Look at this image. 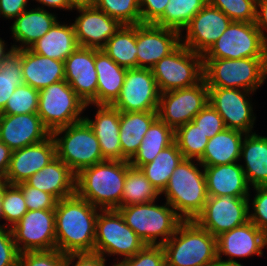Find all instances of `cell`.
<instances>
[{"label":"cell","mask_w":267,"mask_h":266,"mask_svg":"<svg viewBox=\"0 0 267 266\" xmlns=\"http://www.w3.org/2000/svg\"><path fill=\"white\" fill-rule=\"evenodd\" d=\"M56 249L64 254L94 252L96 221L101 209L76 193L55 206Z\"/></svg>","instance_id":"obj_1"},{"label":"cell","mask_w":267,"mask_h":266,"mask_svg":"<svg viewBox=\"0 0 267 266\" xmlns=\"http://www.w3.org/2000/svg\"><path fill=\"white\" fill-rule=\"evenodd\" d=\"M127 161L105 160L76 174L75 193L101 209L121 207Z\"/></svg>","instance_id":"obj_2"},{"label":"cell","mask_w":267,"mask_h":266,"mask_svg":"<svg viewBox=\"0 0 267 266\" xmlns=\"http://www.w3.org/2000/svg\"><path fill=\"white\" fill-rule=\"evenodd\" d=\"M195 161L196 164L194 159H183L160 193L165 194L166 202L183 221L195 220L208 199L204 167Z\"/></svg>","instance_id":"obj_3"},{"label":"cell","mask_w":267,"mask_h":266,"mask_svg":"<svg viewBox=\"0 0 267 266\" xmlns=\"http://www.w3.org/2000/svg\"><path fill=\"white\" fill-rule=\"evenodd\" d=\"M162 247L166 266H215L218 261L217 237L194 220L182 221Z\"/></svg>","instance_id":"obj_4"},{"label":"cell","mask_w":267,"mask_h":266,"mask_svg":"<svg viewBox=\"0 0 267 266\" xmlns=\"http://www.w3.org/2000/svg\"><path fill=\"white\" fill-rule=\"evenodd\" d=\"M203 78L208 87L256 92L267 78V58L203 59Z\"/></svg>","instance_id":"obj_5"},{"label":"cell","mask_w":267,"mask_h":266,"mask_svg":"<svg viewBox=\"0 0 267 266\" xmlns=\"http://www.w3.org/2000/svg\"><path fill=\"white\" fill-rule=\"evenodd\" d=\"M155 203L153 201L117 209L126 224L146 245H163L183 221L169 203L165 202L164 205Z\"/></svg>","instance_id":"obj_6"},{"label":"cell","mask_w":267,"mask_h":266,"mask_svg":"<svg viewBox=\"0 0 267 266\" xmlns=\"http://www.w3.org/2000/svg\"><path fill=\"white\" fill-rule=\"evenodd\" d=\"M51 135L56 144L57 157L75 174L105 161L99 141L85 119L56 129Z\"/></svg>","instance_id":"obj_7"},{"label":"cell","mask_w":267,"mask_h":266,"mask_svg":"<svg viewBox=\"0 0 267 266\" xmlns=\"http://www.w3.org/2000/svg\"><path fill=\"white\" fill-rule=\"evenodd\" d=\"M87 107L65 80L39 90L37 114L51 133L83 120L81 114Z\"/></svg>","instance_id":"obj_8"},{"label":"cell","mask_w":267,"mask_h":266,"mask_svg":"<svg viewBox=\"0 0 267 266\" xmlns=\"http://www.w3.org/2000/svg\"><path fill=\"white\" fill-rule=\"evenodd\" d=\"M146 244L126 224L117 209L100 210L96 221L94 252L106 256L118 255L122 260L134 256Z\"/></svg>","instance_id":"obj_9"},{"label":"cell","mask_w":267,"mask_h":266,"mask_svg":"<svg viewBox=\"0 0 267 266\" xmlns=\"http://www.w3.org/2000/svg\"><path fill=\"white\" fill-rule=\"evenodd\" d=\"M151 70L160 93L191 87L203 79V55L180 44Z\"/></svg>","instance_id":"obj_10"},{"label":"cell","mask_w":267,"mask_h":266,"mask_svg":"<svg viewBox=\"0 0 267 266\" xmlns=\"http://www.w3.org/2000/svg\"><path fill=\"white\" fill-rule=\"evenodd\" d=\"M267 58V44L254 23L232 21L203 59Z\"/></svg>","instance_id":"obj_11"},{"label":"cell","mask_w":267,"mask_h":266,"mask_svg":"<svg viewBox=\"0 0 267 266\" xmlns=\"http://www.w3.org/2000/svg\"><path fill=\"white\" fill-rule=\"evenodd\" d=\"M208 103V86L203 78L191 87L160 93L158 117L175 131L191 122Z\"/></svg>","instance_id":"obj_12"},{"label":"cell","mask_w":267,"mask_h":266,"mask_svg":"<svg viewBox=\"0 0 267 266\" xmlns=\"http://www.w3.org/2000/svg\"><path fill=\"white\" fill-rule=\"evenodd\" d=\"M249 202L250 196L248 198L208 196L202 212L194 221L218 237L249 221Z\"/></svg>","instance_id":"obj_13"},{"label":"cell","mask_w":267,"mask_h":266,"mask_svg":"<svg viewBox=\"0 0 267 266\" xmlns=\"http://www.w3.org/2000/svg\"><path fill=\"white\" fill-rule=\"evenodd\" d=\"M253 93L242 89L208 87V102L222 117L226 128L251 134L254 133L256 119L250 100Z\"/></svg>","instance_id":"obj_14"},{"label":"cell","mask_w":267,"mask_h":266,"mask_svg":"<svg viewBox=\"0 0 267 266\" xmlns=\"http://www.w3.org/2000/svg\"><path fill=\"white\" fill-rule=\"evenodd\" d=\"M160 91L149 68L127 69L119 97L112 106L122 112L158 111Z\"/></svg>","instance_id":"obj_15"},{"label":"cell","mask_w":267,"mask_h":266,"mask_svg":"<svg viewBox=\"0 0 267 266\" xmlns=\"http://www.w3.org/2000/svg\"><path fill=\"white\" fill-rule=\"evenodd\" d=\"M11 231L20 253L56 249L55 210H28Z\"/></svg>","instance_id":"obj_16"},{"label":"cell","mask_w":267,"mask_h":266,"mask_svg":"<svg viewBox=\"0 0 267 266\" xmlns=\"http://www.w3.org/2000/svg\"><path fill=\"white\" fill-rule=\"evenodd\" d=\"M232 20L221 10L207 3L184 28L181 44L204 55L225 32Z\"/></svg>","instance_id":"obj_17"},{"label":"cell","mask_w":267,"mask_h":266,"mask_svg":"<svg viewBox=\"0 0 267 266\" xmlns=\"http://www.w3.org/2000/svg\"><path fill=\"white\" fill-rule=\"evenodd\" d=\"M181 33L153 23L136 24L137 68L151 69L181 44Z\"/></svg>","instance_id":"obj_18"},{"label":"cell","mask_w":267,"mask_h":266,"mask_svg":"<svg viewBox=\"0 0 267 266\" xmlns=\"http://www.w3.org/2000/svg\"><path fill=\"white\" fill-rule=\"evenodd\" d=\"M65 81L89 107L97 105L95 48L80 47L64 60Z\"/></svg>","instance_id":"obj_19"},{"label":"cell","mask_w":267,"mask_h":266,"mask_svg":"<svg viewBox=\"0 0 267 266\" xmlns=\"http://www.w3.org/2000/svg\"><path fill=\"white\" fill-rule=\"evenodd\" d=\"M57 157L52 135L37 144L12 151L5 183L18 185L40 171Z\"/></svg>","instance_id":"obj_20"},{"label":"cell","mask_w":267,"mask_h":266,"mask_svg":"<svg viewBox=\"0 0 267 266\" xmlns=\"http://www.w3.org/2000/svg\"><path fill=\"white\" fill-rule=\"evenodd\" d=\"M266 239L267 235L249 220L217 237L218 260L236 262V257L262 256ZM222 255L228 256L227 260H224Z\"/></svg>","instance_id":"obj_21"},{"label":"cell","mask_w":267,"mask_h":266,"mask_svg":"<svg viewBox=\"0 0 267 266\" xmlns=\"http://www.w3.org/2000/svg\"><path fill=\"white\" fill-rule=\"evenodd\" d=\"M76 9L80 15L75 18L72 25L80 47L100 50L122 26L116 19L109 17L94 5Z\"/></svg>","instance_id":"obj_22"},{"label":"cell","mask_w":267,"mask_h":266,"mask_svg":"<svg viewBox=\"0 0 267 266\" xmlns=\"http://www.w3.org/2000/svg\"><path fill=\"white\" fill-rule=\"evenodd\" d=\"M50 135L37 113L0 114V140L12 151L42 142Z\"/></svg>","instance_id":"obj_23"},{"label":"cell","mask_w":267,"mask_h":266,"mask_svg":"<svg viewBox=\"0 0 267 266\" xmlns=\"http://www.w3.org/2000/svg\"><path fill=\"white\" fill-rule=\"evenodd\" d=\"M94 120L84 119L92 127L97 137L104 160L122 161V151L119 138L120 111L112 105H95Z\"/></svg>","instance_id":"obj_24"},{"label":"cell","mask_w":267,"mask_h":266,"mask_svg":"<svg viewBox=\"0 0 267 266\" xmlns=\"http://www.w3.org/2000/svg\"><path fill=\"white\" fill-rule=\"evenodd\" d=\"M208 196L248 198L250 186L240 163L203 166Z\"/></svg>","instance_id":"obj_25"},{"label":"cell","mask_w":267,"mask_h":266,"mask_svg":"<svg viewBox=\"0 0 267 266\" xmlns=\"http://www.w3.org/2000/svg\"><path fill=\"white\" fill-rule=\"evenodd\" d=\"M23 82L36 90L65 80L64 62L21 49Z\"/></svg>","instance_id":"obj_26"},{"label":"cell","mask_w":267,"mask_h":266,"mask_svg":"<svg viewBox=\"0 0 267 266\" xmlns=\"http://www.w3.org/2000/svg\"><path fill=\"white\" fill-rule=\"evenodd\" d=\"M76 174L58 157L25 182L52 195L57 201L75 194Z\"/></svg>","instance_id":"obj_27"},{"label":"cell","mask_w":267,"mask_h":266,"mask_svg":"<svg viewBox=\"0 0 267 266\" xmlns=\"http://www.w3.org/2000/svg\"><path fill=\"white\" fill-rule=\"evenodd\" d=\"M57 16L46 9H26L14 19L10 31L15 44L14 49H29L38 39L46 34L57 22ZM19 42L21 45H16Z\"/></svg>","instance_id":"obj_28"},{"label":"cell","mask_w":267,"mask_h":266,"mask_svg":"<svg viewBox=\"0 0 267 266\" xmlns=\"http://www.w3.org/2000/svg\"><path fill=\"white\" fill-rule=\"evenodd\" d=\"M240 164L248 185L251 187L267 186V136H260L256 132L246 134L242 146Z\"/></svg>","instance_id":"obj_29"},{"label":"cell","mask_w":267,"mask_h":266,"mask_svg":"<svg viewBox=\"0 0 267 266\" xmlns=\"http://www.w3.org/2000/svg\"><path fill=\"white\" fill-rule=\"evenodd\" d=\"M95 68L98 76L97 105H112L120 95L127 69L96 48Z\"/></svg>","instance_id":"obj_30"},{"label":"cell","mask_w":267,"mask_h":266,"mask_svg":"<svg viewBox=\"0 0 267 266\" xmlns=\"http://www.w3.org/2000/svg\"><path fill=\"white\" fill-rule=\"evenodd\" d=\"M157 118L158 111H120L119 138L122 161H129L135 155L141 145L144 135Z\"/></svg>","instance_id":"obj_31"},{"label":"cell","mask_w":267,"mask_h":266,"mask_svg":"<svg viewBox=\"0 0 267 266\" xmlns=\"http://www.w3.org/2000/svg\"><path fill=\"white\" fill-rule=\"evenodd\" d=\"M245 133L225 128L208 140L203 156L198 160L203 166L237 163Z\"/></svg>","instance_id":"obj_32"},{"label":"cell","mask_w":267,"mask_h":266,"mask_svg":"<svg viewBox=\"0 0 267 266\" xmlns=\"http://www.w3.org/2000/svg\"><path fill=\"white\" fill-rule=\"evenodd\" d=\"M77 48L73 25L60 24L59 20L30 47L34 53L63 62Z\"/></svg>","instance_id":"obj_33"},{"label":"cell","mask_w":267,"mask_h":266,"mask_svg":"<svg viewBox=\"0 0 267 266\" xmlns=\"http://www.w3.org/2000/svg\"><path fill=\"white\" fill-rule=\"evenodd\" d=\"M174 134L175 131L158 117L144 135L138 151L129 160V164L140 168L152 162L160 151L174 143Z\"/></svg>","instance_id":"obj_34"},{"label":"cell","mask_w":267,"mask_h":266,"mask_svg":"<svg viewBox=\"0 0 267 266\" xmlns=\"http://www.w3.org/2000/svg\"><path fill=\"white\" fill-rule=\"evenodd\" d=\"M102 50L119 66L137 68L136 25H122Z\"/></svg>","instance_id":"obj_35"},{"label":"cell","mask_w":267,"mask_h":266,"mask_svg":"<svg viewBox=\"0 0 267 266\" xmlns=\"http://www.w3.org/2000/svg\"><path fill=\"white\" fill-rule=\"evenodd\" d=\"M183 159L181 151L174 142L169 147L160 151L152 162L142 165L140 170L158 192L161 193L175 168Z\"/></svg>","instance_id":"obj_36"},{"label":"cell","mask_w":267,"mask_h":266,"mask_svg":"<svg viewBox=\"0 0 267 266\" xmlns=\"http://www.w3.org/2000/svg\"><path fill=\"white\" fill-rule=\"evenodd\" d=\"M161 194L145 177L140 168L127 161V173L122 193L121 207L156 201Z\"/></svg>","instance_id":"obj_37"},{"label":"cell","mask_w":267,"mask_h":266,"mask_svg":"<svg viewBox=\"0 0 267 266\" xmlns=\"http://www.w3.org/2000/svg\"><path fill=\"white\" fill-rule=\"evenodd\" d=\"M208 3V0H169L164 13L153 23L179 31Z\"/></svg>","instance_id":"obj_38"},{"label":"cell","mask_w":267,"mask_h":266,"mask_svg":"<svg viewBox=\"0 0 267 266\" xmlns=\"http://www.w3.org/2000/svg\"><path fill=\"white\" fill-rule=\"evenodd\" d=\"M23 83L21 50L14 49L0 63V113L15 89Z\"/></svg>","instance_id":"obj_39"},{"label":"cell","mask_w":267,"mask_h":266,"mask_svg":"<svg viewBox=\"0 0 267 266\" xmlns=\"http://www.w3.org/2000/svg\"><path fill=\"white\" fill-rule=\"evenodd\" d=\"M174 138V142L177 144L184 159L194 160H199L203 156L209 140L192 121L177 128Z\"/></svg>","instance_id":"obj_40"},{"label":"cell","mask_w":267,"mask_h":266,"mask_svg":"<svg viewBox=\"0 0 267 266\" xmlns=\"http://www.w3.org/2000/svg\"><path fill=\"white\" fill-rule=\"evenodd\" d=\"M27 211L22 190L17 185L4 183L1 194V219L7 223L1 225L12 228Z\"/></svg>","instance_id":"obj_41"},{"label":"cell","mask_w":267,"mask_h":266,"mask_svg":"<svg viewBox=\"0 0 267 266\" xmlns=\"http://www.w3.org/2000/svg\"><path fill=\"white\" fill-rule=\"evenodd\" d=\"M93 5L121 25L141 23L139 0H94Z\"/></svg>","instance_id":"obj_42"},{"label":"cell","mask_w":267,"mask_h":266,"mask_svg":"<svg viewBox=\"0 0 267 266\" xmlns=\"http://www.w3.org/2000/svg\"><path fill=\"white\" fill-rule=\"evenodd\" d=\"M39 90L23 83L19 85L8 99L0 114H29L37 113Z\"/></svg>","instance_id":"obj_43"},{"label":"cell","mask_w":267,"mask_h":266,"mask_svg":"<svg viewBox=\"0 0 267 266\" xmlns=\"http://www.w3.org/2000/svg\"><path fill=\"white\" fill-rule=\"evenodd\" d=\"M208 3L221 10L232 21H256L257 0H208Z\"/></svg>","instance_id":"obj_44"},{"label":"cell","mask_w":267,"mask_h":266,"mask_svg":"<svg viewBox=\"0 0 267 266\" xmlns=\"http://www.w3.org/2000/svg\"><path fill=\"white\" fill-rule=\"evenodd\" d=\"M18 266H67V254L57 249L26 251L20 253Z\"/></svg>","instance_id":"obj_45"},{"label":"cell","mask_w":267,"mask_h":266,"mask_svg":"<svg viewBox=\"0 0 267 266\" xmlns=\"http://www.w3.org/2000/svg\"><path fill=\"white\" fill-rule=\"evenodd\" d=\"M113 266H166L162 245H145L134 256L114 262Z\"/></svg>","instance_id":"obj_46"},{"label":"cell","mask_w":267,"mask_h":266,"mask_svg":"<svg viewBox=\"0 0 267 266\" xmlns=\"http://www.w3.org/2000/svg\"><path fill=\"white\" fill-rule=\"evenodd\" d=\"M198 128L210 139L226 128L222 117L208 103L192 120Z\"/></svg>","instance_id":"obj_47"},{"label":"cell","mask_w":267,"mask_h":266,"mask_svg":"<svg viewBox=\"0 0 267 266\" xmlns=\"http://www.w3.org/2000/svg\"><path fill=\"white\" fill-rule=\"evenodd\" d=\"M23 193L28 210H54L57 200L40 189L29 186L26 182L17 185Z\"/></svg>","instance_id":"obj_48"},{"label":"cell","mask_w":267,"mask_h":266,"mask_svg":"<svg viewBox=\"0 0 267 266\" xmlns=\"http://www.w3.org/2000/svg\"><path fill=\"white\" fill-rule=\"evenodd\" d=\"M255 197L249 204V220L267 235V186L254 187ZM252 209L250 212V207ZM253 211V213H252Z\"/></svg>","instance_id":"obj_49"},{"label":"cell","mask_w":267,"mask_h":266,"mask_svg":"<svg viewBox=\"0 0 267 266\" xmlns=\"http://www.w3.org/2000/svg\"><path fill=\"white\" fill-rule=\"evenodd\" d=\"M19 255L11 228L0 224V266H18Z\"/></svg>","instance_id":"obj_50"},{"label":"cell","mask_w":267,"mask_h":266,"mask_svg":"<svg viewBox=\"0 0 267 266\" xmlns=\"http://www.w3.org/2000/svg\"><path fill=\"white\" fill-rule=\"evenodd\" d=\"M169 0H139L141 23H154L163 13Z\"/></svg>","instance_id":"obj_51"},{"label":"cell","mask_w":267,"mask_h":266,"mask_svg":"<svg viewBox=\"0 0 267 266\" xmlns=\"http://www.w3.org/2000/svg\"><path fill=\"white\" fill-rule=\"evenodd\" d=\"M105 264L106 259L96 252L67 254V266H106Z\"/></svg>","instance_id":"obj_52"},{"label":"cell","mask_w":267,"mask_h":266,"mask_svg":"<svg viewBox=\"0 0 267 266\" xmlns=\"http://www.w3.org/2000/svg\"><path fill=\"white\" fill-rule=\"evenodd\" d=\"M29 0H0V16L6 19H16L27 9Z\"/></svg>","instance_id":"obj_53"},{"label":"cell","mask_w":267,"mask_h":266,"mask_svg":"<svg viewBox=\"0 0 267 266\" xmlns=\"http://www.w3.org/2000/svg\"><path fill=\"white\" fill-rule=\"evenodd\" d=\"M255 24L267 44V0H257Z\"/></svg>","instance_id":"obj_54"},{"label":"cell","mask_w":267,"mask_h":266,"mask_svg":"<svg viewBox=\"0 0 267 266\" xmlns=\"http://www.w3.org/2000/svg\"><path fill=\"white\" fill-rule=\"evenodd\" d=\"M12 150L0 140V179H4L8 171Z\"/></svg>","instance_id":"obj_55"},{"label":"cell","mask_w":267,"mask_h":266,"mask_svg":"<svg viewBox=\"0 0 267 266\" xmlns=\"http://www.w3.org/2000/svg\"><path fill=\"white\" fill-rule=\"evenodd\" d=\"M36 2L42 4L43 6H40L39 8H44V6L46 7H49V8H56V9H62L63 11L64 10H68V11H71V10H74L68 3L67 0H35Z\"/></svg>","instance_id":"obj_56"},{"label":"cell","mask_w":267,"mask_h":266,"mask_svg":"<svg viewBox=\"0 0 267 266\" xmlns=\"http://www.w3.org/2000/svg\"><path fill=\"white\" fill-rule=\"evenodd\" d=\"M69 5L76 10V8L92 6L94 0H67Z\"/></svg>","instance_id":"obj_57"},{"label":"cell","mask_w":267,"mask_h":266,"mask_svg":"<svg viewBox=\"0 0 267 266\" xmlns=\"http://www.w3.org/2000/svg\"><path fill=\"white\" fill-rule=\"evenodd\" d=\"M7 43H5V40L0 38V63L5 59V57L14 50V47L11 46L10 49H8L6 46Z\"/></svg>","instance_id":"obj_58"},{"label":"cell","mask_w":267,"mask_h":266,"mask_svg":"<svg viewBox=\"0 0 267 266\" xmlns=\"http://www.w3.org/2000/svg\"><path fill=\"white\" fill-rule=\"evenodd\" d=\"M215 266H244L239 262H224V261H217V263L215 264Z\"/></svg>","instance_id":"obj_59"},{"label":"cell","mask_w":267,"mask_h":266,"mask_svg":"<svg viewBox=\"0 0 267 266\" xmlns=\"http://www.w3.org/2000/svg\"><path fill=\"white\" fill-rule=\"evenodd\" d=\"M5 181L3 179H0V221H1V194H2V189H3V184Z\"/></svg>","instance_id":"obj_60"}]
</instances>
